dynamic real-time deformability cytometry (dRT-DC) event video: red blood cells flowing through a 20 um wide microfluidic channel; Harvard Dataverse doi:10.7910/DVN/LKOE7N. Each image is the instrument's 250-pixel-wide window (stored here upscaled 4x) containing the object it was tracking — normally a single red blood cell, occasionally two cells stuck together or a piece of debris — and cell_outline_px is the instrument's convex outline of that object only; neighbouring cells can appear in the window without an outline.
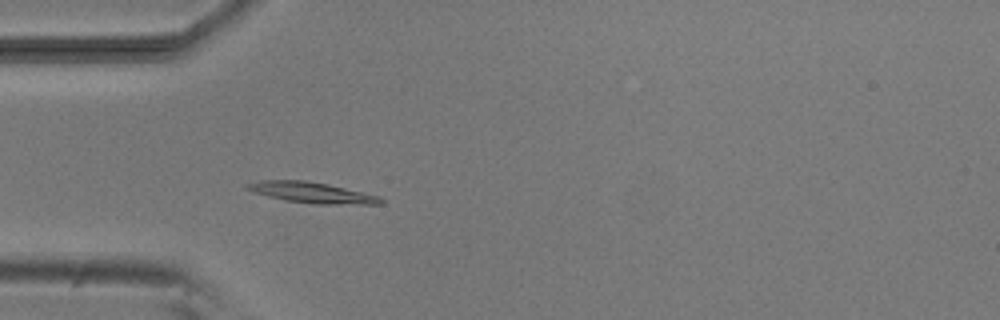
{"species": "common noctule bat (a hibernating species)", "species_latin": "Nyctalus noctula", "temperature_condition": "room temperature", "stored_images_in_passage": 2, "camera_frame_rate_fps": 3000, "um_per_image_px": 0.085, "animal": {"sex": "male", "body_mass_g": 20.5, "forearm_length_mm": 52.5}, "frame": {"image": 1, "passage_image": 2, "time_ms": 1.0, "image_size_px": [1000, 320], "cell_outline_px": [[384, 204], [316, 204], [284, 200], [268, 196], [244, 188], [244, 184], [260, 180], [304, 180], [328, 184], [380, 196], [384, 200]], "centroid_in_image_um": [26.52, 16.37], "position_along_channel_um": 58.5, "area_um2": 16.18}}